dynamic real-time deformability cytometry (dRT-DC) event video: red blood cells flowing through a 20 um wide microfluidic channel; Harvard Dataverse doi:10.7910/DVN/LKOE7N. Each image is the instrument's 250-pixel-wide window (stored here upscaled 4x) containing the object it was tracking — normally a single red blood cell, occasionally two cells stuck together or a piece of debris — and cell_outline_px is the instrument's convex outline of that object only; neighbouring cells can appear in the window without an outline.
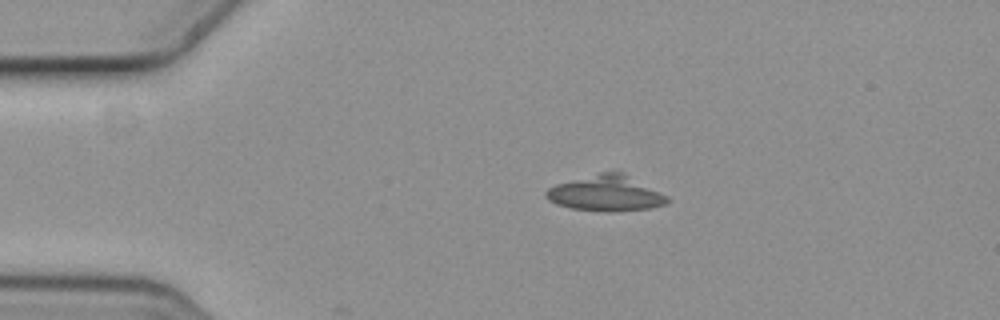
{"species": "common noctule bat (a hibernating species)", "species_latin": "Nyctalus noctula", "temperature_condition": "cold", "stored_images_in_passage": 10, "camera_frame_rate_fps": 3000, "um_per_image_px": 0.085, "animal": {"sex": "female", "body_mass_g": 19.3, "forearm_length_mm": 54.1}, "frame": {"image": 1, "passage_image": 2, "time_ms": 0.333, "image_size_px": [1000, 320], "cell_outline_px": [[668, 200], [664, 204], [648, 208], [616, 212], [608, 212], [572, 208], [556, 204], [548, 200], [544, 196], [544, 192], [548, 188], [556, 184], [600, 172], [620, 172], [668, 196]], "centroid_in_image_um": [51.44, 16.45], "position_along_channel_um": 33.6, "area_um2": 24.8}}
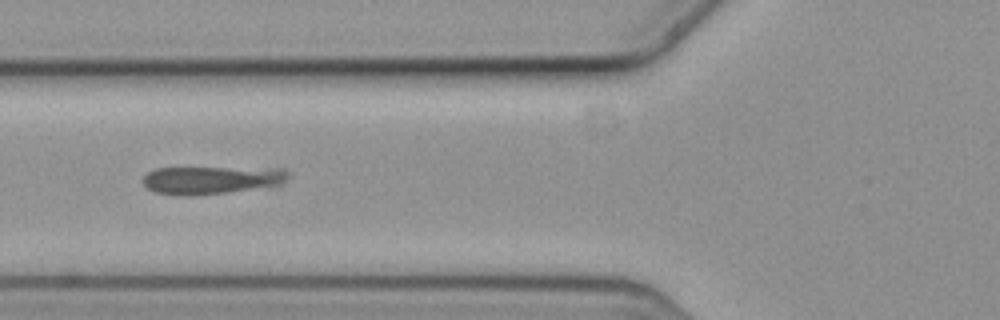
{"frame": {"image": 2, "passage_image": 5, "time_ms": 1.333, "image_size_px": [1000, 320], "cell_outline_px": [[292, 176], [284, 184], [276, 188], [196, 196], [176, 196], [156, 192], [148, 188], [144, 184], [144, 176], [148, 172], [156, 168], [284, 168], [292, 172]], "centroid_in_image_um": [18.18, 15.33], "position_along_channel_um": 107.6, "area_um2": 24.8}}
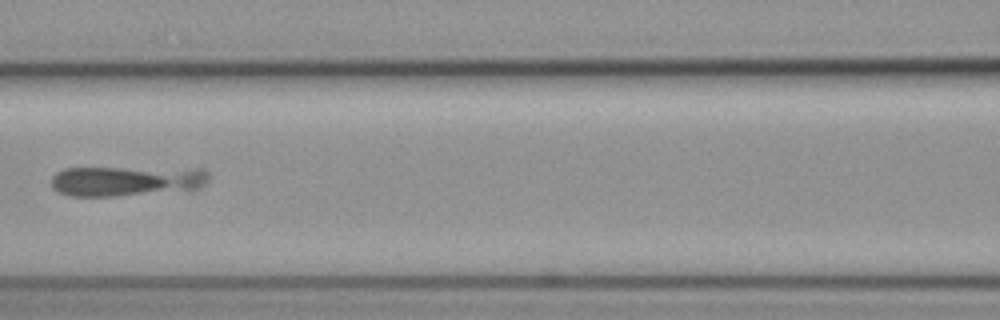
{"frame": {"image": 3, "passage_image": 6, "time_ms": 1.667, "image_size_px": [1000, 320], "cell_outline_px": [[208, 180], [200, 188], [192, 192], [116, 196], [68, 196], [56, 192], [52, 188], [52, 176], [56, 172], [64, 168], [204, 168], [208, 172]], "centroid_in_image_um": [10.84, 15.4], "position_along_channel_um": 155.8, "area_um2": 28.73}}